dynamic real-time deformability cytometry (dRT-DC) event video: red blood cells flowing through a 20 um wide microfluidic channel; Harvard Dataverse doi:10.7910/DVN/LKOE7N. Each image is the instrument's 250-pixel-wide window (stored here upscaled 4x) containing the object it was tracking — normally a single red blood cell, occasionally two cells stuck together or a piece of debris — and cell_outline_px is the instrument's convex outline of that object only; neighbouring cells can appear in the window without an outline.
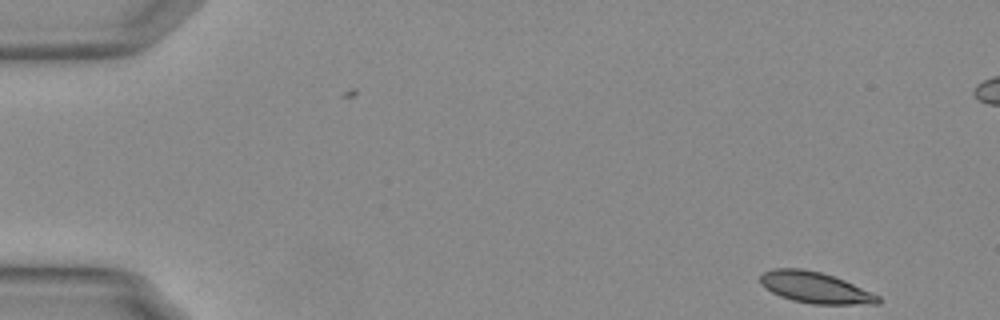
{"species": "Egyptian fruit bat (a non-hibernating species)", "species_latin": "Rousettus aegyptiacus", "temperature_condition": "warm", "stored_images_in_passage": 11, "camera_frame_rate_fps": 3000, "um_per_image_px": 0.085, "animal": {"sex": "female"}, "frame": {"image": 1, "passage_image": 1, "time_ms": 0.0, "image_size_px": [1000, 320], "cell_outline_px": [[880, 304], [812, 304], [792, 300], [780, 296], [764, 288], [760, 284], [760, 276], [764, 272], [772, 268], [804, 268], [820, 272], [844, 280], [872, 292], [880, 296]], "centroid_in_image_um": [69.27, 24.44], "position_along_channel_um": 15.7, "area_um2": 21.44}}